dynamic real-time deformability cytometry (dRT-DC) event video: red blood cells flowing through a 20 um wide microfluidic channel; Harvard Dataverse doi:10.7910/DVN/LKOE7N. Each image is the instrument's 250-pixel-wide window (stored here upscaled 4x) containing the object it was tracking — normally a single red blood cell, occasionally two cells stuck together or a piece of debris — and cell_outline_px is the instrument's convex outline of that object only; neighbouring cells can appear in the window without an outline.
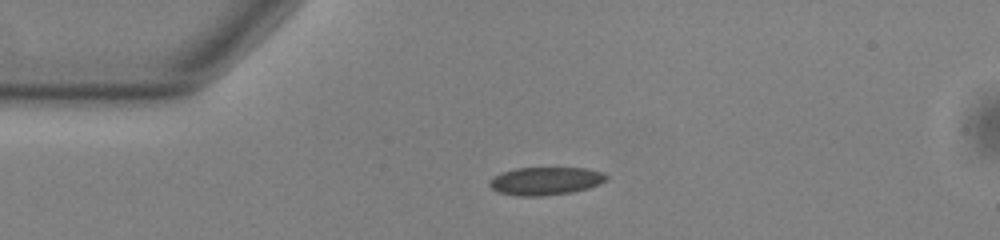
{"species": "common noctule bat (a hibernating species)", "species_latin": "Nyctalus noctula", "temperature_condition": "warm", "stored_images_in_passage": 43, "camera_frame_rate_fps": 3000, "um_per_image_px": 0.085, "animal": {"sex": "male", "body_mass_g": 13.0, "forearm_length_mm": 53.1}, "frame": {"image": 1, "passage_image": 1, "time_ms": 0.0, "image_size_px": [1000, 240], "cell_outline_px": [[608, 180], [600, 184], [588, 188], [572, 192], [544, 196], [516, 196], [500, 192], [492, 188], [488, 184], [488, 180], [504, 172], [516, 168], [588, 168], [600, 172], [608, 176]], "centroid_in_image_um": [46.4, 15.39], "position_along_channel_um": 38.6, "area_um2": 19.02}}
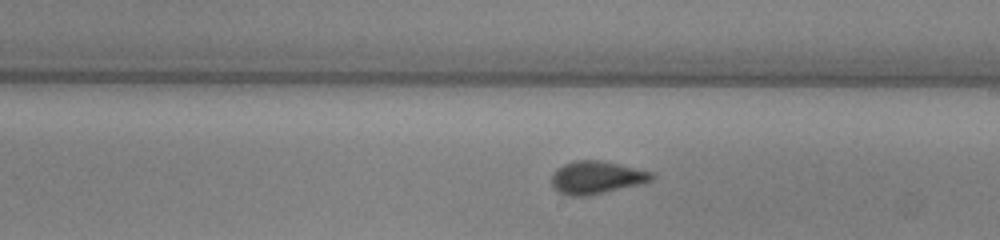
{"frame": {"image": 2, "passage_image": 19, "time_ms": 6.0, "image_size_px": [1000, 240], "cell_outline_px": [[652, 180], [588, 196], [568, 196], [560, 192], [552, 184], [552, 172], [556, 168], [564, 164], [576, 160], [600, 160], [652, 172]], "centroid_in_image_um": [50.63, 15.08], "position_along_channel_um": 238.4, "area_um2": 18.67}}
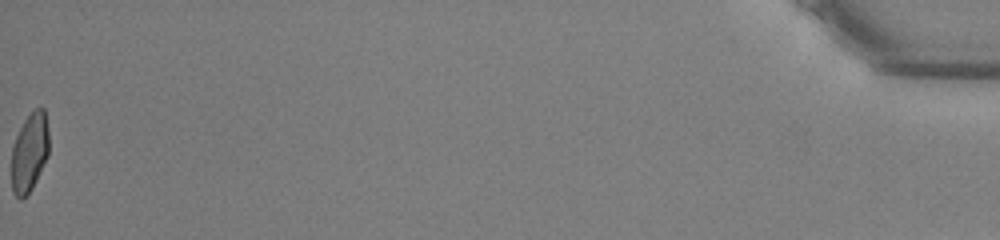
{"frame": {"image": 3, "passage_image": 43, "time_ms": 14.0, "image_size_px": [1000, 240], "cell_outline_px": [[48, 156], [32, 188], [20, 200], [12, 192], [12, 148], [16, 136], [24, 120], [36, 108], [44, 108], [48, 128]], "centroid_in_image_um": [2.51, 12.95], "position_along_channel_um": 432.7, "area_um2": 16.99}, "authors_computed_cell_mechanics": {"area_um2": 18.6116, "velocity_mm_per_s": 3.7919, "shape_relaxation_time_tau1_ms": 5.2625, "shape_relaxation_time_tau2_ms": 0.9482, "deformation_change_tau1": 0.1504, "deformation_change_tau2": 0.0532}}